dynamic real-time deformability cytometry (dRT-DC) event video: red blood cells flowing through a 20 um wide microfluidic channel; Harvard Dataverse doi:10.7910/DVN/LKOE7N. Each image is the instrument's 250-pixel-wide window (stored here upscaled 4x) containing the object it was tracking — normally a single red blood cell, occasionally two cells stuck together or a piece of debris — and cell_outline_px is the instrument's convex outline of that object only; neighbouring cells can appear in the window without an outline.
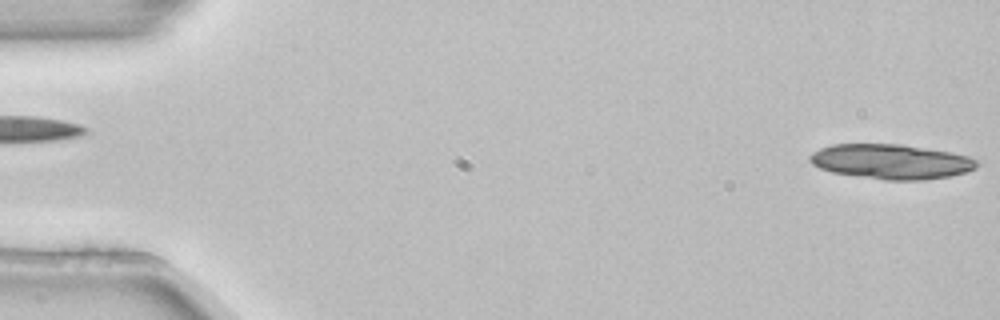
{"species": "common noctule bat (a hibernating species)", "species_latin": "Nyctalus noctula", "temperature_condition": "room temperature", "stored_images_in_passage": 4, "segment_of_instrument_passage": [2, 2], "camera_frame_rate_fps": 3000, "um_per_image_px": 0.085, "animal": {"sex": "female", "body_mass_g": 22.7, "forearm_length_mm": 54.2}, "frame": {"image": 1, "passage_image": 4, "time_ms": 1.0, "image_size_px": [1000, 320], "cell_outline_px": [[980, 164], [976, 168], [968, 172], [948, 176], [924, 180], [884, 180], [832, 172], [820, 168], [812, 164], [808, 160], [808, 156], [812, 152], [820, 148], [832, 144], [904, 144], [952, 152], [968, 156], [980, 160]], "centroid_in_image_um": [75.77, 13.73], "position_along_channel_um": 9.2, "area_um2": 34.28}}